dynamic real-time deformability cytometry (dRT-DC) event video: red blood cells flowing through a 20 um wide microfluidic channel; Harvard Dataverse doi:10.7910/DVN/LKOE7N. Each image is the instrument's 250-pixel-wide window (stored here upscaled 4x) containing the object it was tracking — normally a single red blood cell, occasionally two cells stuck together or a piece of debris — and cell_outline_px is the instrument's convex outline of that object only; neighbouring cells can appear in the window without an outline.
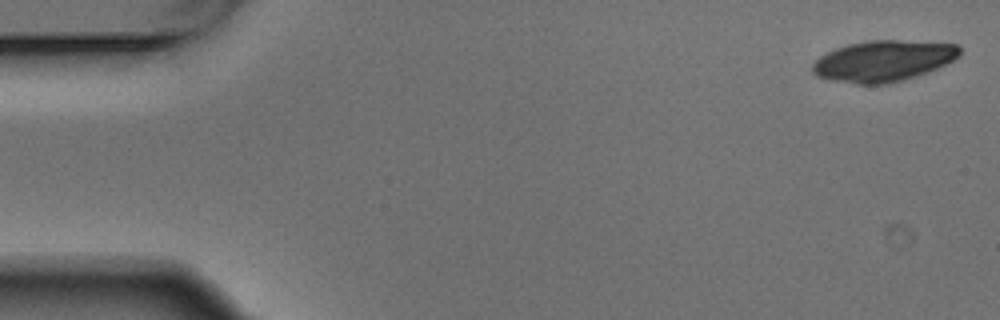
{"species": "Egyptian fruit bat (a non-hibernating species)", "species_latin": "Rousettus aegyptiacus", "temperature_condition": "warm", "stored_images_in_passage": 6, "camera_frame_rate_fps": 3000, "um_per_image_px": 0.085, "animal": {"sex": "male"}, "frame": {"image": 1, "passage_image": 1, "time_ms": 0.0, "image_size_px": [1000, 320], "cell_outline_px": [[960, 56], [928, 72], [916, 76], [888, 84], [856, 84], [828, 80], [816, 76], [812, 72], [812, 64], [820, 56], [836, 48], [848, 44], [868, 40], [896, 40], [956, 44], [960, 48]], "centroid_in_image_um": [75.04, 5.19], "position_along_channel_um": 10.0, "area_um2": 35.14}}
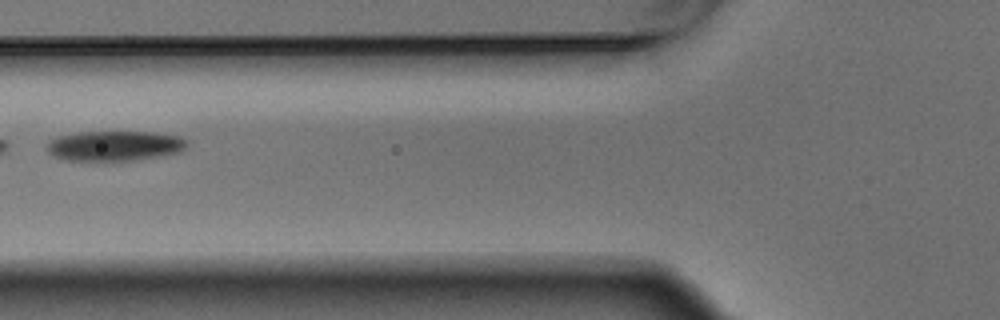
{"frame": {"image": 2, "passage_image": 6, "time_ms": 1.667, "image_size_px": [1000, 320], "cell_outline_px": [[188, 144], [180, 152], [160, 156], [132, 160], [68, 160], [56, 156], [48, 152], [48, 144], [52, 140], [60, 136], [80, 132], [152, 132], [180, 136], [188, 140]], "centroid_in_image_um": [9.82, 12.39], "position_along_channel_um": 116.0, "area_um2": 24.16}}